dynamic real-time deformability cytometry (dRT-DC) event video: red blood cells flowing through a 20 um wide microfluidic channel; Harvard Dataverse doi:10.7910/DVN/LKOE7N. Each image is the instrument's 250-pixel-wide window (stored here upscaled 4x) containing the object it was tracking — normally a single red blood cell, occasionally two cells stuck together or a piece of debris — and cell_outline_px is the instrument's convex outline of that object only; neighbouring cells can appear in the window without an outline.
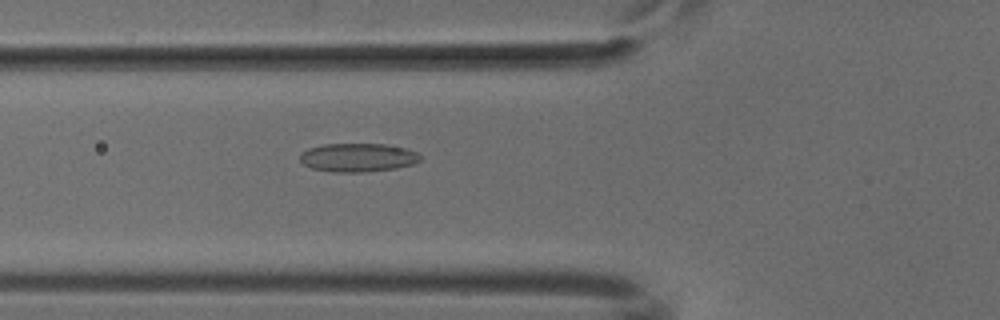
{"species": "common noctule bat (a hibernating species)", "species_latin": "Nyctalus noctula", "temperature_condition": "cold", "stored_images_in_passage": 52, "camera_frame_rate_fps": 3000, "um_per_image_px": 0.085, "animal": {"sex": "male", "body_mass_g": 18.8}, "frame": {"image": 1, "passage_image": 19, "time_ms": 6.0, "image_size_px": [1000, 320], "cell_outline_px": [[420, 160], [412, 164], [396, 168], [364, 172], [332, 172], [312, 168], [304, 164], [300, 160], [300, 156], [308, 148], [324, 144], [384, 144], [404, 148], [416, 152], [420, 156]], "centroid_in_image_um": [30.41, 13.39], "position_along_channel_um": 95.4, "area_um2": 19.83}}
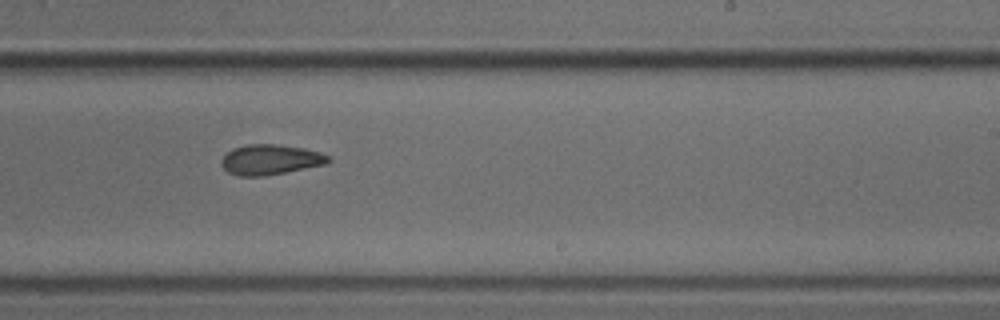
{"frame": {"image": 2, "passage_image": 32, "time_ms": 10.333, "image_size_px": [1000, 320], "cell_outline_px": [[332, 160], [328, 164], [264, 176], [236, 176], [228, 172], [220, 164], [220, 160], [232, 148], [248, 144], [272, 144], [304, 148], [328, 156]], "centroid_in_image_um": [22.95, 13.58], "position_along_channel_um": 266.0, "area_um2": 18.79}}
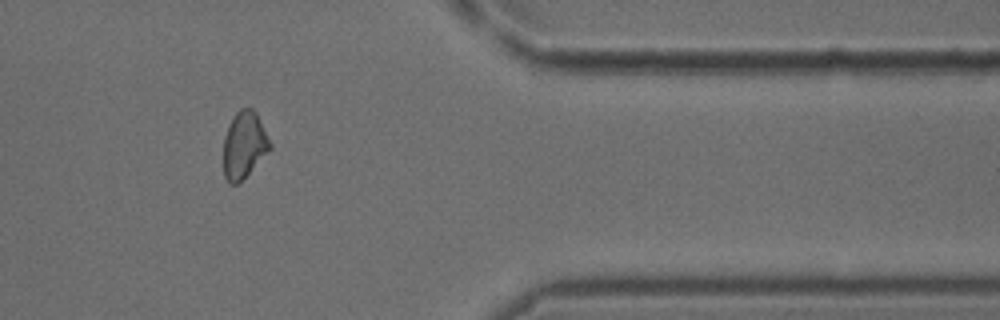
{"frame": {"image": 3, "passage_image": 43, "time_ms": 14.0, "image_size_px": [1000, 320], "cell_outline_px": [[272, 148], [236, 184], [228, 184], [224, 176], [224, 136], [236, 112], [240, 108], [252, 108], [256, 112], [272, 144]], "centroid_in_image_um": [20.75, 12.3], "position_along_channel_um": 390.6, "area_um2": 17.74}}